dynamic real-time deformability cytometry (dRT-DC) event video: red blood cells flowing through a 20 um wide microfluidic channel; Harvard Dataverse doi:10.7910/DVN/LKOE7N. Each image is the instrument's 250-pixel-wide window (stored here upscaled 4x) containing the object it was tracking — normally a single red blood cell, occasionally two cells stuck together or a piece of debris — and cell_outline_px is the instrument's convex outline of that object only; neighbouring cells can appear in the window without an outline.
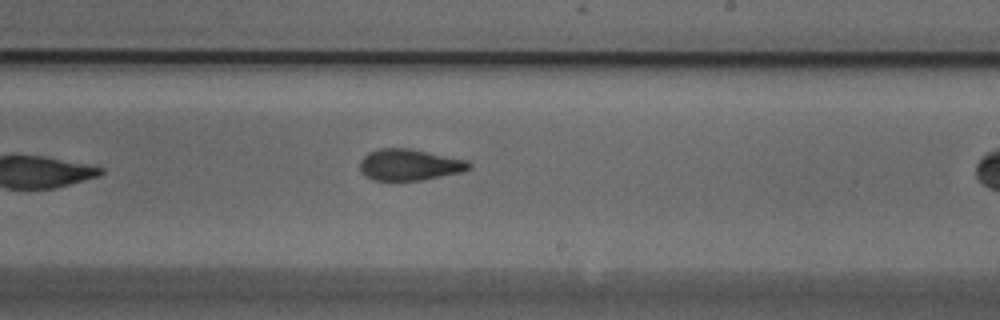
{"species": "Egyptian fruit bat (a non-hibernating species)", "species_latin": "Rousettus aegyptiacus", "temperature_condition": "cold", "stored_images_in_passage": 29, "camera_frame_rate_fps": 3000, "um_per_image_px": 0.085, "animal": {"sex": "male"}, "frame": {"image": 1, "passage_image": 17, "time_ms": 5.333, "image_size_px": [1000, 320], "cell_outline_px": [[472, 168], [460, 172], [420, 180], [372, 180], [364, 176], [360, 168], [360, 160], [368, 152], [380, 148], [408, 148], [468, 160], [472, 164]], "centroid_in_image_um": [34.79, 14.0], "position_along_channel_um": 254.2, "area_um2": 19.88}}